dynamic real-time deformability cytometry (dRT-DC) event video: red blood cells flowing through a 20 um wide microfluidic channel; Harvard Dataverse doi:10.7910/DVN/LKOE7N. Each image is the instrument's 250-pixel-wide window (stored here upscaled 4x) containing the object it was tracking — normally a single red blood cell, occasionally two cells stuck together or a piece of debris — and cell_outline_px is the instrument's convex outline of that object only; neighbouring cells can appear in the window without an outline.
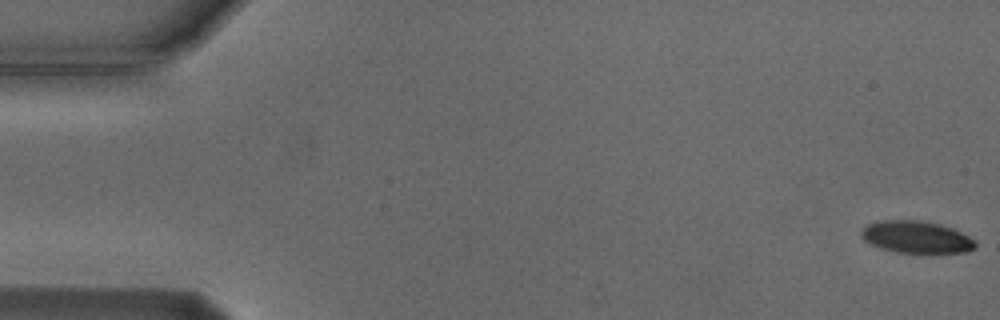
{"species": "Egyptian fruit bat (a non-hibernating species)", "species_latin": "Rousettus aegyptiacus", "temperature_condition": "cold", "stored_images_in_passage": 15, "camera_frame_rate_fps": 3000, "um_per_image_px": 0.085, "animal": {"sex": "male"}, "frame": {"image": 1, "passage_image": 1, "time_ms": 0.0, "image_size_px": [1000, 320], "cell_outline_px": [[976, 248], [968, 252], [896, 252], [880, 248], [864, 240], [860, 236], [860, 232], [868, 224], [876, 220], [916, 220], [940, 224], [952, 228], [976, 240]], "centroid_in_image_um": [77.88, 20.14], "position_along_channel_um": 7.1, "area_um2": 21.27}}
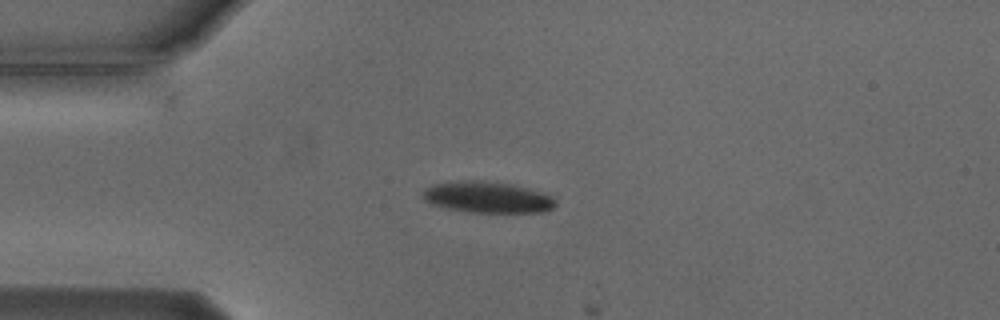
{"frame": {"image": 2, "passage_image": 14, "time_ms": 4.333, "image_size_px": [1000, 320], "cell_outline_px": [[556, 208], [544, 212], [468, 212], [444, 208], [432, 204], [424, 200], [420, 196], [424, 188], [432, 184], [452, 180], [480, 180], [512, 184], [544, 192], [552, 196], [556, 200]], "centroid_in_image_um": [41.41, 16.75], "position_along_channel_um": 43.6, "area_um2": 24.8}}